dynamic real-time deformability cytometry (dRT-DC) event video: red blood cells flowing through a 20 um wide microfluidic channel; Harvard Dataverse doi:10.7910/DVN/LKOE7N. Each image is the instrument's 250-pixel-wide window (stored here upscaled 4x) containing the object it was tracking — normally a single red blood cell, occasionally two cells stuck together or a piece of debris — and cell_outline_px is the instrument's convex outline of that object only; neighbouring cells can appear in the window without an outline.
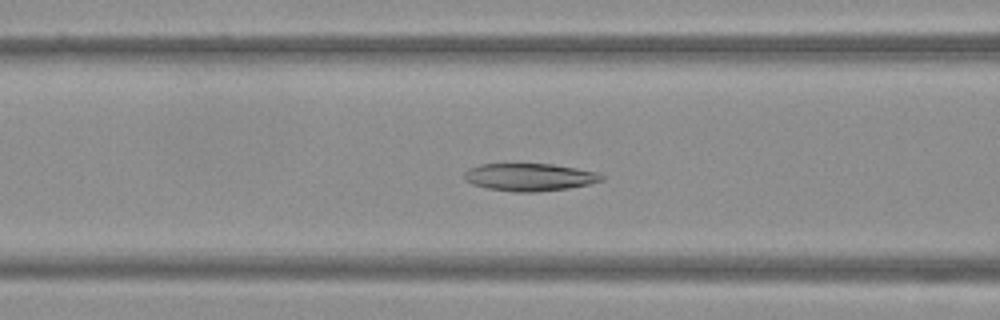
{"species": "Egyptian fruit bat (a non-hibernating species)", "species_latin": "Rousettus aegyptiacus", "temperature_condition": "warm", "stored_images_in_passage": 51, "camera_frame_rate_fps": 3000, "um_per_image_px": 0.085, "frame": {"image": 1, "passage_image": 21, "time_ms": 6.667, "image_size_px": [1000, 320], "cell_outline_px": [[604, 180], [588, 184], [568, 188], [536, 192], [516, 192], [488, 188], [472, 184], [464, 180], [464, 172], [468, 168], [480, 164], [552, 164], [576, 168], [596, 172], [604, 176]], "centroid_in_image_um": [44.99, 15.05], "position_along_channel_um": 121.6, "area_um2": 22.02}}
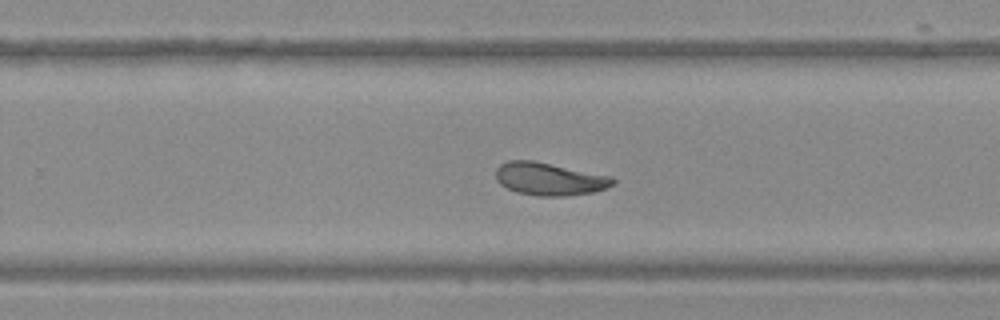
{"frame": {"image": 2, "passage_image": 33, "time_ms": 10.667, "image_size_px": [1000, 320], "cell_outline_px": [[616, 184], [608, 188], [592, 192], [568, 196], [536, 196], [516, 192], [500, 184], [496, 180], [496, 168], [500, 164], [508, 160], [532, 160], [612, 176], [616, 180]], "centroid_in_image_um": [46.72, 15.21], "position_along_channel_um": 283.1, "area_um2": 22.54}}
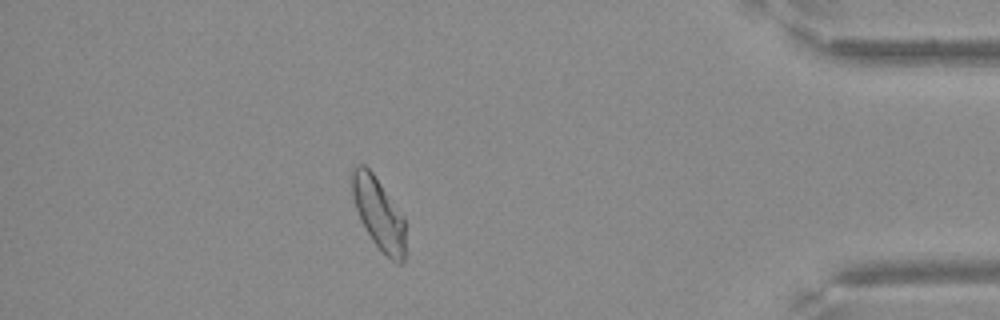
{"frame": {"image": 3, "passage_image": 45, "time_ms": 14.667, "image_size_px": [1000, 320], "cell_outline_px": [[404, 260], [400, 264], [396, 264], [372, 240], [364, 228], [356, 208], [352, 192], [352, 168], [356, 164], [364, 164], [372, 172], [404, 216]], "centroid_in_image_um": [32.18, 18.13], "position_along_channel_um": 403.0, "area_um2": 21.96}}